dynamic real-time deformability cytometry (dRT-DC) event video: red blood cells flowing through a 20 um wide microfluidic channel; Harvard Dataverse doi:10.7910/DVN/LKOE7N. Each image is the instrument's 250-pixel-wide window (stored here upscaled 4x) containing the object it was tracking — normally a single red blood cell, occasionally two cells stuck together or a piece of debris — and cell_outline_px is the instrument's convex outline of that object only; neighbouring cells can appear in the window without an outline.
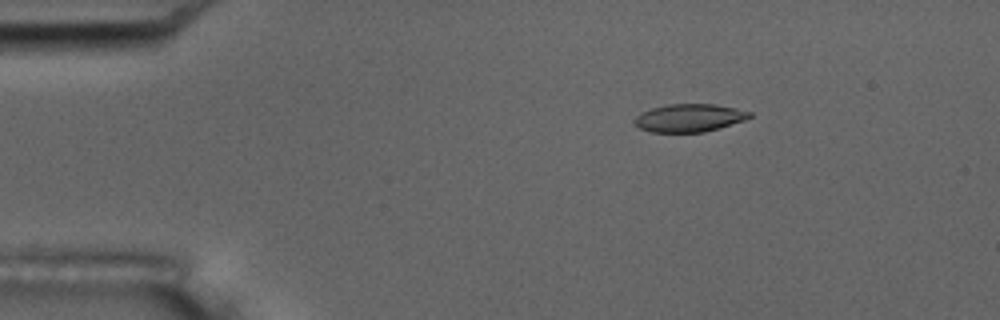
{"species": "common noctule bat (a hibernating species)", "species_latin": "Nyctalus noctula", "temperature_condition": "room temperature", "stored_images_in_passage": 48, "camera_frame_rate_fps": 3000, "um_per_image_px": 0.085, "animal": {"sex": "male", "body_mass_g": 17.5, "forearm_length_mm": 52.3}, "frame": {"image": 1, "passage_image": 2, "time_ms": 0.333, "image_size_px": [1000, 320], "cell_outline_px": [[752, 116], [744, 120], [720, 128], [704, 132], [652, 132], [640, 128], [632, 120], [640, 112], [652, 108], [668, 104], [716, 104], [736, 108], [752, 112]], "centroid_in_image_um": [58.59, 10.01], "position_along_channel_um": 26.4, "area_um2": 18.79}}
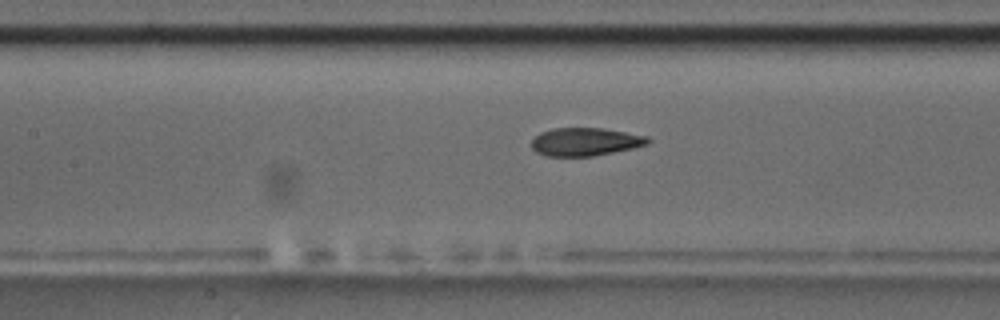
{"frame": {"image": 2, "passage_image": 18, "time_ms": 5.667, "image_size_px": [1000, 320], "cell_outline_px": [[652, 140], [648, 144], [632, 148], [592, 156], [548, 156], [536, 152], [532, 148], [532, 140], [540, 132], [552, 128], [604, 128], [648, 136]], "centroid_in_image_um": [49.76, 12.04], "position_along_channel_um": 157.6, "area_um2": 19.02}}
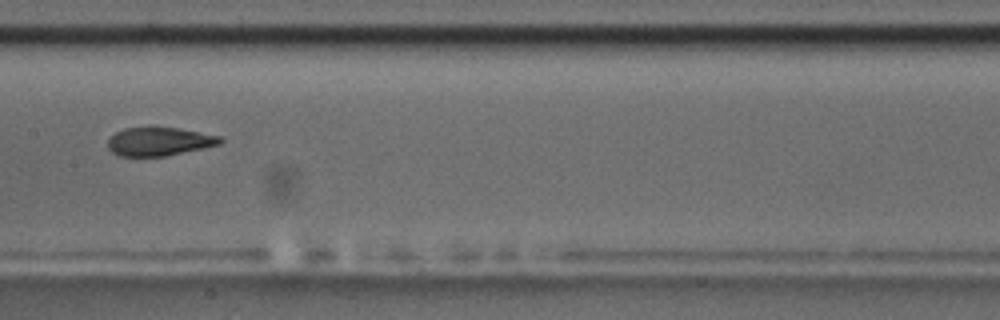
{"frame": {"image": 3, "passage_image": 21, "time_ms": 6.667, "image_size_px": [1000, 320], "cell_outline_px": [[224, 140], [220, 144], [204, 148], [164, 156], [120, 156], [112, 152], [108, 148], [108, 140], [116, 132], [124, 128], [148, 124], [152, 124], [176, 128], [220, 136]], "centroid_in_image_um": [13.5, 11.98], "position_along_channel_um": 193.9, "area_um2": 19.13}, "authors_computed_cell_mechanics": {"area_um2": 20.0277, "velocity_mm_per_s": 3.6494, "shape_relaxation_time_tau1_ms": 7.8309, "shape_relaxation_time_tau2_ms": 1.7442, "deformation_change_tau1": 0.2165, "deformation_change_tau2": 0.0812}}